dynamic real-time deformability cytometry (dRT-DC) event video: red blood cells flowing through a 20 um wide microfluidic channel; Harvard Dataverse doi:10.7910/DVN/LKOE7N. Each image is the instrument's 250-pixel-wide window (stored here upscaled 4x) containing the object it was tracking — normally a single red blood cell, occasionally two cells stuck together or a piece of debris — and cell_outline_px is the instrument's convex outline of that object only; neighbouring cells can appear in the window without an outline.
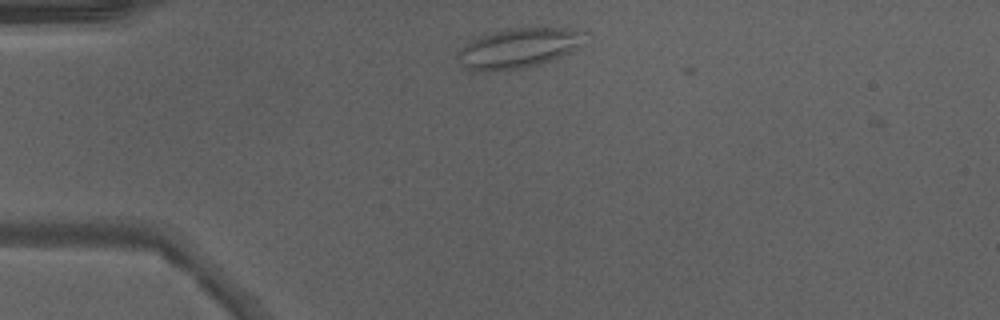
{"species": "Egyptian fruit bat (a non-hibernating species)", "species_latin": "Rousettus aegyptiacus", "temperature_condition": "warm", "stored_images_in_passage": 2, "camera_frame_rate_fps": 3000, "um_per_image_px": 0.085, "animal": {"sex": "male"}, "frame": {"image": 1, "passage_image": 1, "time_ms": 0.0, "image_size_px": [1000, 320], "cell_outline_px": [[584, 44], [580, 48], [572, 52], [552, 60], [540, 64], [524, 68], [488, 72], [476, 72], [464, 68], [460, 64], [456, 56], [460, 48], [464, 44], [472, 40], [496, 32], [516, 28], [568, 28], [584, 32]], "centroid_in_image_um": [44.07, 4.13], "position_along_channel_um": 40.9, "area_um2": 29.65}}